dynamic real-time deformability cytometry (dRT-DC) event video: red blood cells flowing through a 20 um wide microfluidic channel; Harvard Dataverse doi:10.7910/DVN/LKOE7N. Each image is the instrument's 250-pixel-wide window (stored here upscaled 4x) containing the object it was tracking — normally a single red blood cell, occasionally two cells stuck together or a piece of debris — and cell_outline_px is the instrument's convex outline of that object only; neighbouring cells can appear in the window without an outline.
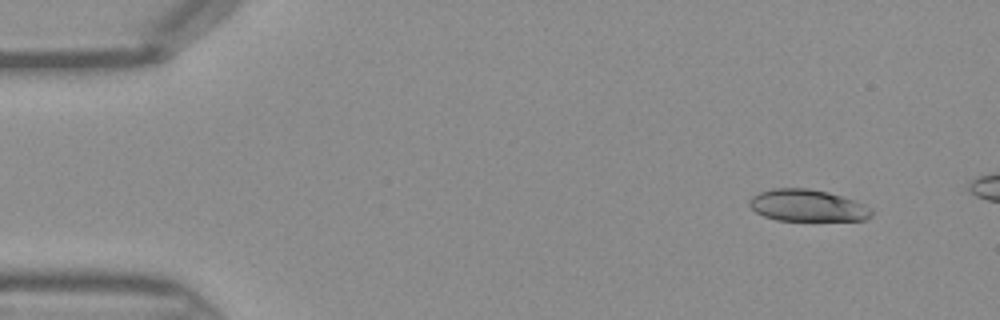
{"species": "Egyptian fruit bat (a non-hibernating species)", "species_latin": "Rousettus aegyptiacus", "temperature_condition": "warm", "stored_images_in_passage": 12, "camera_frame_rate_fps": 3000, "um_per_image_px": 0.085, "frame": {"image": 1, "passage_image": 4, "time_ms": 1.0, "image_size_px": [1000, 320], "cell_outline_px": [[872, 216], [864, 220], [776, 220], [764, 216], [756, 212], [748, 204], [752, 196], [760, 192], [772, 188], [808, 188], [828, 192], [864, 204], [872, 208]], "centroid_in_image_um": [68.62, 17.47], "position_along_channel_um": 16.4, "area_um2": 22.54}}